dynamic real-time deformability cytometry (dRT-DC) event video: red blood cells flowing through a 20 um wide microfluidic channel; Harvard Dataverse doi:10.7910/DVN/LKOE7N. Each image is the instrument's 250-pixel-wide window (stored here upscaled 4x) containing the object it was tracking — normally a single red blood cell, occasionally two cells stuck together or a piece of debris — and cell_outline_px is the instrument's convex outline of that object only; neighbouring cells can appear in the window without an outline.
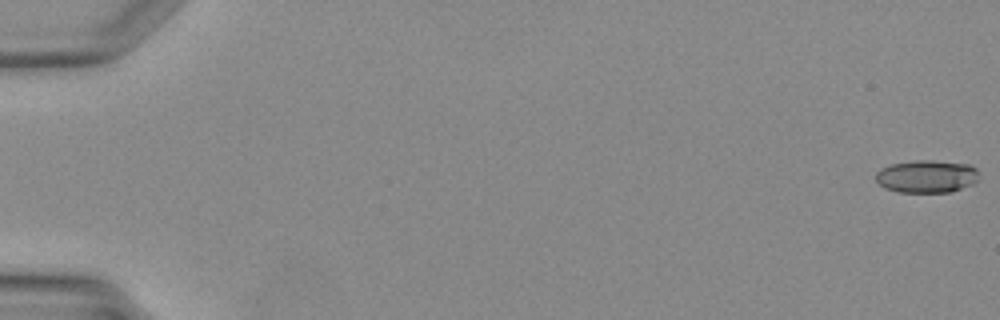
{"species": "Egyptian fruit bat (a non-hibernating species)", "species_latin": "Rousettus aegyptiacus", "temperature_condition": "warm", "stored_images_in_passage": 22, "camera_frame_rate_fps": 3000, "um_per_image_px": 0.085, "animal": {"sex": "female"}, "frame": {"image": 1, "passage_image": 1, "time_ms": 0.0, "image_size_px": [1000, 320], "cell_outline_px": [[976, 180], [972, 184], [952, 192], [896, 192], [884, 188], [876, 180], [876, 172], [880, 168], [892, 164], [916, 160], [932, 160], [968, 164], [976, 168]], "centroid_in_image_um": [78.73, 15.0], "position_along_channel_um": 6.3, "area_um2": 19.59}}
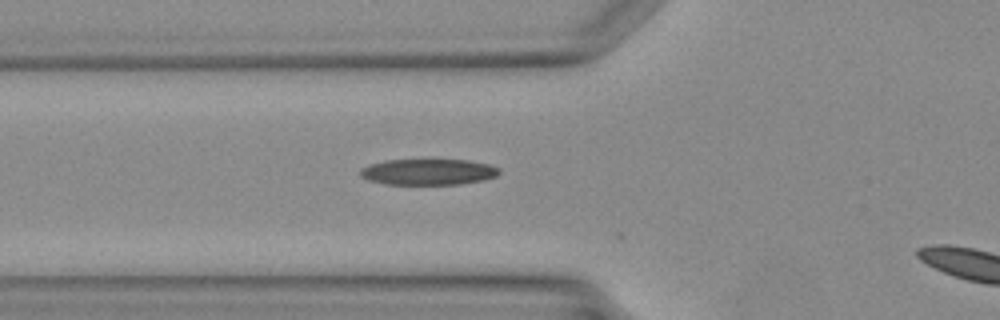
{"frame": {"image": 2, "passage_image": 16, "time_ms": 5.0, "image_size_px": [1000, 320], "cell_outline_px": [[500, 172], [496, 176], [484, 180], [460, 184], [384, 184], [368, 180], [360, 176], [360, 168], [368, 164], [388, 160], [468, 160], [488, 164], [500, 168]], "centroid_in_image_um": [36.39, 14.61], "position_along_channel_um": 89.4, "area_um2": 21.1}}
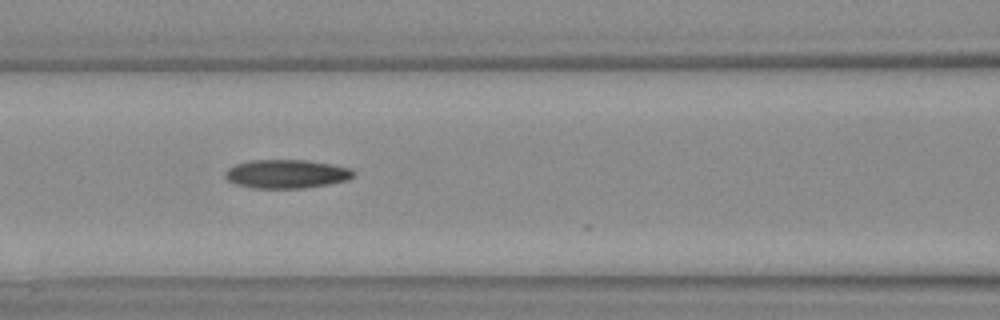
{"frame": {"image": 3, "passage_image": 19, "time_ms": 6.0, "image_size_px": [1000, 320], "cell_outline_px": [[356, 172], [348, 180], [300, 188], [252, 188], [236, 184], [228, 180], [224, 176], [224, 172], [228, 168], [236, 164], [252, 160], [304, 160], [352, 168]], "centroid_in_image_um": [24.31, 14.78], "position_along_channel_um": 142.3, "area_um2": 21.21}}